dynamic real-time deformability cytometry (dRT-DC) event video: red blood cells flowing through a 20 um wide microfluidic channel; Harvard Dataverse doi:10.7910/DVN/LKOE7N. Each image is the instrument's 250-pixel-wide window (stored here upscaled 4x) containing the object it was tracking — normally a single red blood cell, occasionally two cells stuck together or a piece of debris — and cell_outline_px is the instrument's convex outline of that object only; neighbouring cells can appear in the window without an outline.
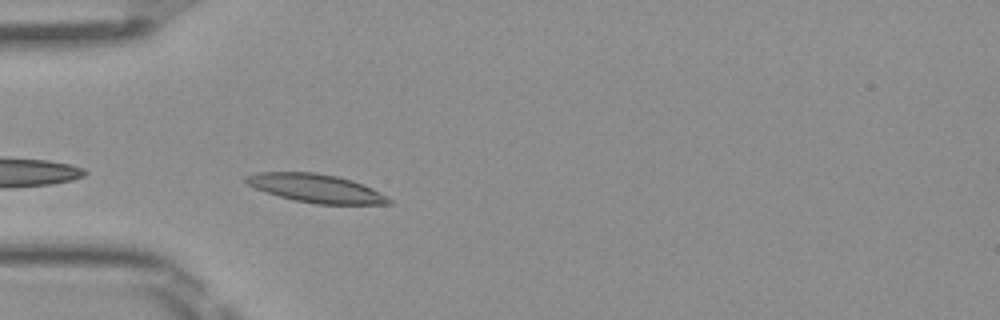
{"species": "Egyptian fruit bat (a non-hibernating species)", "species_latin": "Rousettus aegyptiacus", "temperature_condition": "room temperature", "stored_images_in_passage": 5, "camera_frame_rate_fps": 3000, "um_per_image_px": 0.085, "frame": {"image": 1, "passage_image": 2, "time_ms": 0.333, "image_size_px": [1000, 320], "cell_outline_px": [[392, 204], [316, 204], [296, 200], [280, 196], [256, 188], [248, 184], [244, 180], [244, 176], [256, 172], [316, 172], [336, 176], [352, 180], [372, 188], [388, 196], [392, 200]], "centroid_in_image_um": [26.89, 16.0], "position_along_channel_um": 58.1, "area_um2": 23.52}}